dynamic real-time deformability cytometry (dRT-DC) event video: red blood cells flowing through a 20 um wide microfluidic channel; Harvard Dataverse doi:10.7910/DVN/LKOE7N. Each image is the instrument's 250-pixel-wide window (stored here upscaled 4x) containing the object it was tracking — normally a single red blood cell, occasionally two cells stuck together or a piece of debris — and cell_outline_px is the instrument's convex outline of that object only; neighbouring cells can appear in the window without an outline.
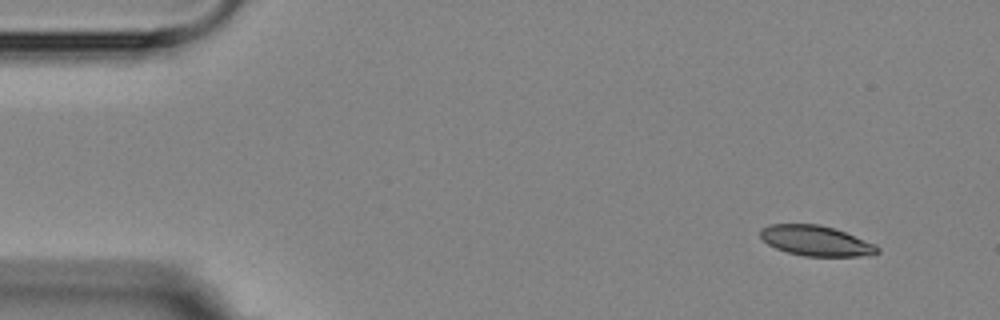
{"species": "Egyptian fruit bat (a non-hibernating species)", "species_latin": "Rousettus aegyptiacus", "temperature_condition": "room temperature", "stored_images_in_passage": 4, "camera_frame_rate_fps": 3000, "um_per_image_px": 0.085, "animal": {"sex": "female"}, "frame": {"image": 1, "passage_image": 1, "time_ms": 0.0, "image_size_px": [1000, 320], "cell_outline_px": [[880, 252], [872, 256], [804, 256], [788, 252], [776, 248], [768, 244], [760, 236], [760, 228], [768, 224], [820, 224], [844, 232], [876, 244], [880, 248]], "centroid_in_image_um": [69.38, 20.47], "position_along_channel_um": 15.6, "area_um2": 20.69}}
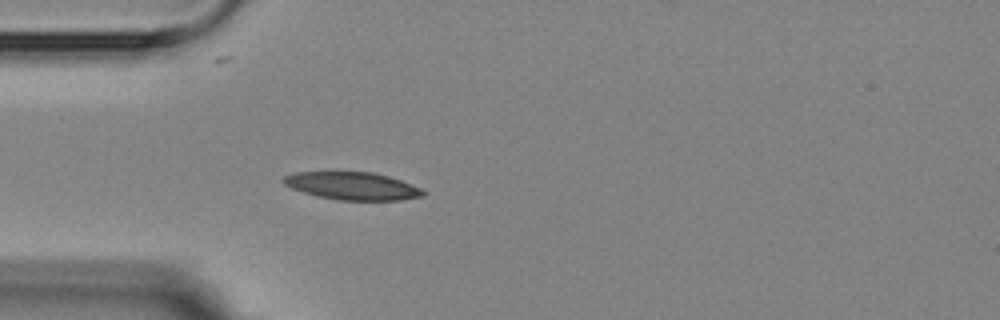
{"frame": {"image": 2, "passage_image": 4, "time_ms": 3.667, "image_size_px": [1000, 320], "cell_outline_px": [[424, 196], [400, 200], [336, 200], [316, 196], [292, 188], [284, 184], [280, 180], [284, 176], [296, 172], [336, 168], [372, 172], [388, 176], [400, 180], [420, 188], [424, 192]], "centroid_in_image_um": [29.85, 15.75], "position_along_channel_um": 55.2, "area_um2": 23.52}}